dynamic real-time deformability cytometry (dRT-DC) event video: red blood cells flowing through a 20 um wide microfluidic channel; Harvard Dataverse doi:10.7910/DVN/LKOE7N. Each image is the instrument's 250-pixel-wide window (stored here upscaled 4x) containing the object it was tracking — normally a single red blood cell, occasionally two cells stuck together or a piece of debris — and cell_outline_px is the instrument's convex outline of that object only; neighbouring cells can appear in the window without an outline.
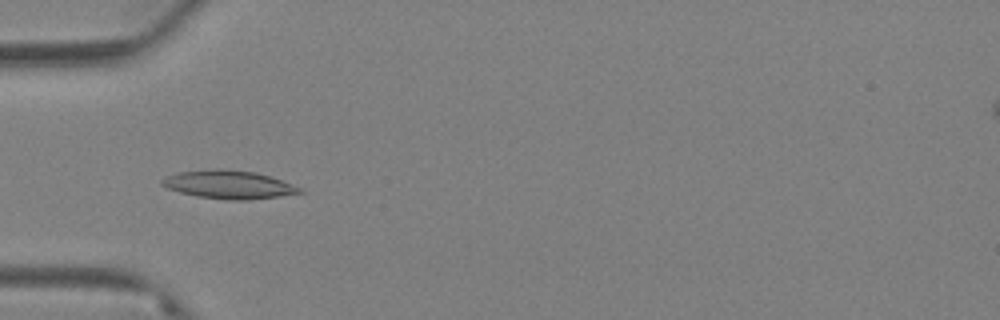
{"species": "Egyptian fruit bat (a non-hibernating species)", "species_latin": "Rousettus aegyptiacus", "temperature_condition": "warm", "stored_images_in_passage": 67, "camera_frame_rate_fps": 3000, "um_per_image_px": 0.085, "animal": {"sex": "female"}, "frame": {"image": 1, "passage_image": 22, "time_ms": 7.0, "image_size_px": [1000, 320], "cell_outline_px": [[304, 192], [280, 196], [248, 200], [228, 200], [196, 196], [180, 192], [168, 188], [160, 184], [160, 180], [168, 176], [180, 172], [216, 168], [220, 168], [256, 172], [280, 180], [300, 188]], "centroid_in_image_um": [19.41, 15.69], "position_along_channel_um": 65.6, "area_um2": 22.48}}
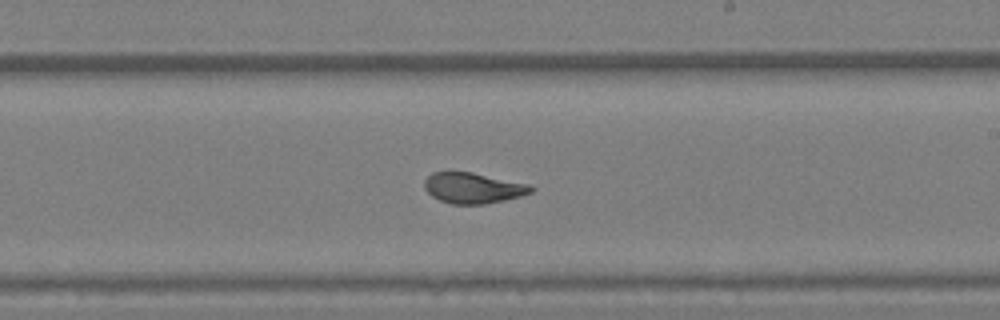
{"frame": {"image": 2, "passage_image": 40, "time_ms": 13.0, "image_size_px": [1000, 320], "cell_outline_px": [[536, 188], [532, 192], [520, 196], [504, 200], [484, 204], [452, 204], [440, 200], [432, 196], [424, 188], [424, 180], [432, 172], [472, 172], [528, 184]], "centroid_in_image_um": [40.2, 15.98], "position_along_channel_um": 248.8, "area_um2": 18.96}}
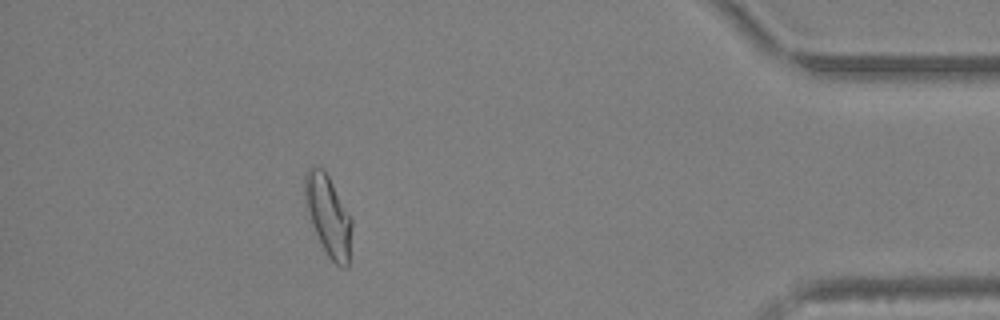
{"frame": {"image": 3, "passage_image": 60, "time_ms": 19.667, "image_size_px": [1000, 320], "cell_outline_px": [[352, 228], [348, 268], [344, 268], [336, 264], [328, 256], [312, 224], [304, 200], [304, 172], [308, 168], [324, 168], [352, 216]], "centroid_in_image_um": [27.92, 18.29], "position_along_channel_um": 407.3, "area_um2": 22.14}, "authors_computed_cell_mechanics": {"area_um2": 20.519, "velocity_mm_per_s": 3.0844, "shape_relaxation_time_tau1_ms": 5.7144, "shape_relaxation_time_tau2_ms": 1.2574, "deformation_change_tau1": 0.1913, "deformation_change_tau2": 0.0784}}